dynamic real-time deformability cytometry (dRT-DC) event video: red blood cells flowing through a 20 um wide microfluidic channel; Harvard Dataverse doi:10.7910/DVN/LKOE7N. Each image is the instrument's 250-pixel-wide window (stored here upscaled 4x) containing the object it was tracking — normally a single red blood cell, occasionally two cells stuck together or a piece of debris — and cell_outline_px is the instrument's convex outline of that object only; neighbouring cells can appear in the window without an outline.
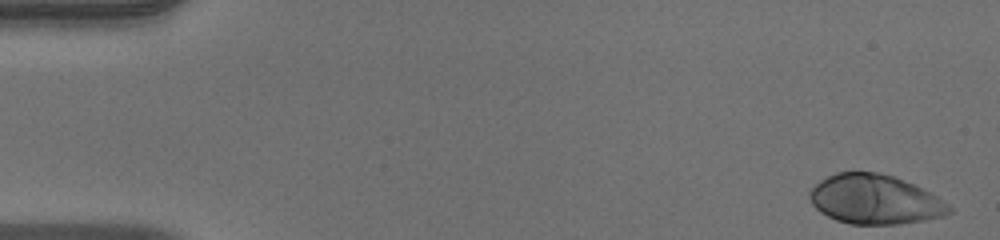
{"species": "human", "species_latin": "Homo sapiens", "temperature_condition": "warm", "stored_images_in_passage": 51, "camera_frame_rate_fps": 3000, "um_per_image_px": 0.085, "donor": {"sex": "male"}, "frame": {"image": 1, "passage_image": 1, "time_ms": 0.0, "image_size_px": [1000, 240], "cell_outline_px": [[952, 212], [944, 216], [924, 220], [900, 224], [848, 224], [836, 220], [820, 212], [812, 204], [808, 196], [808, 192], [820, 180], [836, 172], [876, 172], [892, 176], [912, 184], [936, 196], [948, 204], [952, 208]], "centroid_in_image_um": [74.33, 16.96], "position_along_channel_um": 10.7, "area_um2": 40.0}}
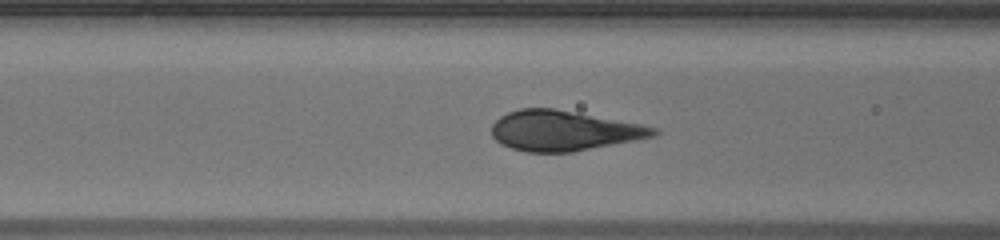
{"frame": {"image": 2, "passage_image": 20, "time_ms": 6.333, "image_size_px": [1000, 240], "cell_outline_px": [[660, 132], [656, 136], [636, 140], [572, 152], [528, 152], [512, 148], [500, 144], [492, 136], [492, 124], [500, 116], [508, 112], [520, 108], [552, 108], [640, 124], [656, 128]], "centroid_in_image_um": [47.89, 11.11], "position_along_channel_um": 118.7, "area_um2": 37.63}}
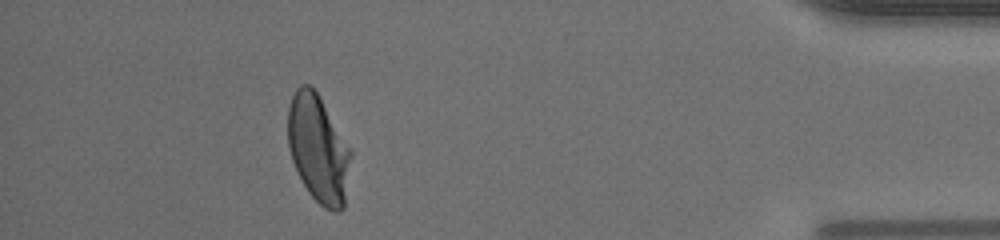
{"frame": {"image": 3, "passage_image": 46, "time_ms": 15.0, "image_size_px": [1000, 240], "cell_outline_px": [[352, 156], [344, 208], [340, 212], [332, 212], [324, 208], [308, 192], [292, 160], [288, 148], [288, 108], [292, 96], [296, 88], [300, 84], [308, 84], [316, 92], [352, 152]], "centroid_in_image_um": [27.06, 12.69], "position_along_channel_um": 408.1, "area_um2": 39.13}}